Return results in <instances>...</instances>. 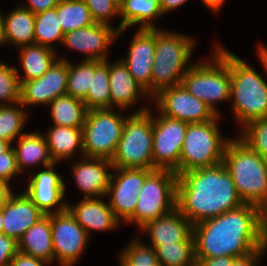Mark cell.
I'll return each mask as SVG.
<instances>
[{"instance_id":"54","label":"cell","mask_w":267,"mask_h":266,"mask_svg":"<svg viewBox=\"0 0 267 266\" xmlns=\"http://www.w3.org/2000/svg\"><path fill=\"white\" fill-rule=\"evenodd\" d=\"M154 266H162L159 262L156 264V265H154Z\"/></svg>"},{"instance_id":"9","label":"cell","mask_w":267,"mask_h":266,"mask_svg":"<svg viewBox=\"0 0 267 266\" xmlns=\"http://www.w3.org/2000/svg\"><path fill=\"white\" fill-rule=\"evenodd\" d=\"M178 175L172 170L155 169L139 191L135 213L127 222H135L139 229L147 222L167 215L176 209Z\"/></svg>"},{"instance_id":"2","label":"cell","mask_w":267,"mask_h":266,"mask_svg":"<svg viewBox=\"0 0 267 266\" xmlns=\"http://www.w3.org/2000/svg\"><path fill=\"white\" fill-rule=\"evenodd\" d=\"M243 204L233 179L222 162L178 175L176 209L193 226Z\"/></svg>"},{"instance_id":"22","label":"cell","mask_w":267,"mask_h":266,"mask_svg":"<svg viewBox=\"0 0 267 266\" xmlns=\"http://www.w3.org/2000/svg\"><path fill=\"white\" fill-rule=\"evenodd\" d=\"M67 210L89 235V230H110L119 225L109 204L97 197L84 198L79 204Z\"/></svg>"},{"instance_id":"33","label":"cell","mask_w":267,"mask_h":266,"mask_svg":"<svg viewBox=\"0 0 267 266\" xmlns=\"http://www.w3.org/2000/svg\"><path fill=\"white\" fill-rule=\"evenodd\" d=\"M155 249L158 262L162 266H196L194 239L191 234L183 242L169 245H151Z\"/></svg>"},{"instance_id":"12","label":"cell","mask_w":267,"mask_h":266,"mask_svg":"<svg viewBox=\"0 0 267 266\" xmlns=\"http://www.w3.org/2000/svg\"><path fill=\"white\" fill-rule=\"evenodd\" d=\"M51 233L55 260L73 266L88 243L89 235L66 210L51 214Z\"/></svg>"},{"instance_id":"1","label":"cell","mask_w":267,"mask_h":266,"mask_svg":"<svg viewBox=\"0 0 267 266\" xmlns=\"http://www.w3.org/2000/svg\"><path fill=\"white\" fill-rule=\"evenodd\" d=\"M194 255L205 258L242 257L267 246V213L252 204L224 212L193 226Z\"/></svg>"},{"instance_id":"29","label":"cell","mask_w":267,"mask_h":266,"mask_svg":"<svg viewBox=\"0 0 267 266\" xmlns=\"http://www.w3.org/2000/svg\"><path fill=\"white\" fill-rule=\"evenodd\" d=\"M21 64L24 69V78L18 75L20 85L23 82L30 81L41 77L54 64L55 50L39 44H30L22 46Z\"/></svg>"},{"instance_id":"46","label":"cell","mask_w":267,"mask_h":266,"mask_svg":"<svg viewBox=\"0 0 267 266\" xmlns=\"http://www.w3.org/2000/svg\"><path fill=\"white\" fill-rule=\"evenodd\" d=\"M234 259V257L230 256L205 258L197 266H231Z\"/></svg>"},{"instance_id":"3","label":"cell","mask_w":267,"mask_h":266,"mask_svg":"<svg viewBox=\"0 0 267 266\" xmlns=\"http://www.w3.org/2000/svg\"><path fill=\"white\" fill-rule=\"evenodd\" d=\"M222 163L244 204L267 213V161L241 139H229Z\"/></svg>"},{"instance_id":"36","label":"cell","mask_w":267,"mask_h":266,"mask_svg":"<svg viewBox=\"0 0 267 266\" xmlns=\"http://www.w3.org/2000/svg\"><path fill=\"white\" fill-rule=\"evenodd\" d=\"M19 107V108H18ZM0 105V139L11 143L22 135L21 130L26 120V113L20 106Z\"/></svg>"},{"instance_id":"16","label":"cell","mask_w":267,"mask_h":266,"mask_svg":"<svg viewBox=\"0 0 267 266\" xmlns=\"http://www.w3.org/2000/svg\"><path fill=\"white\" fill-rule=\"evenodd\" d=\"M116 28L110 25L94 23L87 27L65 33L63 44L71 49L87 53L84 60H107V48L118 36Z\"/></svg>"},{"instance_id":"6","label":"cell","mask_w":267,"mask_h":266,"mask_svg":"<svg viewBox=\"0 0 267 266\" xmlns=\"http://www.w3.org/2000/svg\"><path fill=\"white\" fill-rule=\"evenodd\" d=\"M153 117L146 107L127 117L111 160L114 168L153 169Z\"/></svg>"},{"instance_id":"31","label":"cell","mask_w":267,"mask_h":266,"mask_svg":"<svg viewBox=\"0 0 267 266\" xmlns=\"http://www.w3.org/2000/svg\"><path fill=\"white\" fill-rule=\"evenodd\" d=\"M83 101L88 110L111 109L108 60H94L92 82Z\"/></svg>"},{"instance_id":"42","label":"cell","mask_w":267,"mask_h":266,"mask_svg":"<svg viewBox=\"0 0 267 266\" xmlns=\"http://www.w3.org/2000/svg\"><path fill=\"white\" fill-rule=\"evenodd\" d=\"M18 252L17 241L5 235L0 234V266H5L11 263L12 258Z\"/></svg>"},{"instance_id":"4","label":"cell","mask_w":267,"mask_h":266,"mask_svg":"<svg viewBox=\"0 0 267 266\" xmlns=\"http://www.w3.org/2000/svg\"><path fill=\"white\" fill-rule=\"evenodd\" d=\"M230 68V99H234V114L241 124L267 116V83L252 67L228 50L217 49Z\"/></svg>"},{"instance_id":"53","label":"cell","mask_w":267,"mask_h":266,"mask_svg":"<svg viewBox=\"0 0 267 266\" xmlns=\"http://www.w3.org/2000/svg\"><path fill=\"white\" fill-rule=\"evenodd\" d=\"M3 233V214L2 209H0V234Z\"/></svg>"},{"instance_id":"25","label":"cell","mask_w":267,"mask_h":266,"mask_svg":"<svg viewBox=\"0 0 267 266\" xmlns=\"http://www.w3.org/2000/svg\"><path fill=\"white\" fill-rule=\"evenodd\" d=\"M119 15L123 20L118 25V34L127 27L140 23L139 28H156L151 22L162 14L160 0H121L119 3Z\"/></svg>"},{"instance_id":"28","label":"cell","mask_w":267,"mask_h":266,"mask_svg":"<svg viewBox=\"0 0 267 266\" xmlns=\"http://www.w3.org/2000/svg\"><path fill=\"white\" fill-rule=\"evenodd\" d=\"M17 166L21 172L23 167L43 163L44 167L54 163L51 159L45 135L40 133L25 134L19 137L18 148L13 147Z\"/></svg>"},{"instance_id":"38","label":"cell","mask_w":267,"mask_h":266,"mask_svg":"<svg viewBox=\"0 0 267 266\" xmlns=\"http://www.w3.org/2000/svg\"><path fill=\"white\" fill-rule=\"evenodd\" d=\"M240 139L267 161V116L244 126Z\"/></svg>"},{"instance_id":"8","label":"cell","mask_w":267,"mask_h":266,"mask_svg":"<svg viewBox=\"0 0 267 266\" xmlns=\"http://www.w3.org/2000/svg\"><path fill=\"white\" fill-rule=\"evenodd\" d=\"M213 60L214 64L204 62L189 66L181 84L219 116L214 105L215 102L230 99V68L229 61L217 48Z\"/></svg>"},{"instance_id":"17","label":"cell","mask_w":267,"mask_h":266,"mask_svg":"<svg viewBox=\"0 0 267 266\" xmlns=\"http://www.w3.org/2000/svg\"><path fill=\"white\" fill-rule=\"evenodd\" d=\"M55 163L38 172L28 181L26 195L45 214L61 213L67 210L66 203H60L65 193V185L61 177L54 171ZM59 204L57 211L51 208Z\"/></svg>"},{"instance_id":"48","label":"cell","mask_w":267,"mask_h":266,"mask_svg":"<svg viewBox=\"0 0 267 266\" xmlns=\"http://www.w3.org/2000/svg\"><path fill=\"white\" fill-rule=\"evenodd\" d=\"M161 1V9L162 14L171 11L179 6L181 4L183 5L188 0H160Z\"/></svg>"},{"instance_id":"43","label":"cell","mask_w":267,"mask_h":266,"mask_svg":"<svg viewBox=\"0 0 267 266\" xmlns=\"http://www.w3.org/2000/svg\"><path fill=\"white\" fill-rule=\"evenodd\" d=\"M266 248L267 246L258 248L248 255L235 258L231 266H256L257 261L259 262L262 257L261 255L267 250Z\"/></svg>"},{"instance_id":"13","label":"cell","mask_w":267,"mask_h":266,"mask_svg":"<svg viewBox=\"0 0 267 266\" xmlns=\"http://www.w3.org/2000/svg\"><path fill=\"white\" fill-rule=\"evenodd\" d=\"M154 98L160 113L171 119L203 123L217 116L206 103L189 93L182 84L164 89Z\"/></svg>"},{"instance_id":"21","label":"cell","mask_w":267,"mask_h":266,"mask_svg":"<svg viewBox=\"0 0 267 266\" xmlns=\"http://www.w3.org/2000/svg\"><path fill=\"white\" fill-rule=\"evenodd\" d=\"M140 229L150 234L152 245H169L185 241L192 234L193 225L174 209L167 215L147 222Z\"/></svg>"},{"instance_id":"5","label":"cell","mask_w":267,"mask_h":266,"mask_svg":"<svg viewBox=\"0 0 267 266\" xmlns=\"http://www.w3.org/2000/svg\"><path fill=\"white\" fill-rule=\"evenodd\" d=\"M158 29L155 28V55L151 76L153 97L164 89L181 84L188 71L185 66L194 46L192 38Z\"/></svg>"},{"instance_id":"35","label":"cell","mask_w":267,"mask_h":266,"mask_svg":"<svg viewBox=\"0 0 267 266\" xmlns=\"http://www.w3.org/2000/svg\"><path fill=\"white\" fill-rule=\"evenodd\" d=\"M94 74V60H84L72 66L68 61L67 95L84 100L89 91Z\"/></svg>"},{"instance_id":"19","label":"cell","mask_w":267,"mask_h":266,"mask_svg":"<svg viewBox=\"0 0 267 266\" xmlns=\"http://www.w3.org/2000/svg\"><path fill=\"white\" fill-rule=\"evenodd\" d=\"M3 233L17 242L23 234L37 223L45 214L22 193L11 194L2 208Z\"/></svg>"},{"instance_id":"32","label":"cell","mask_w":267,"mask_h":266,"mask_svg":"<svg viewBox=\"0 0 267 266\" xmlns=\"http://www.w3.org/2000/svg\"><path fill=\"white\" fill-rule=\"evenodd\" d=\"M55 8L64 34L95 23L83 0H61Z\"/></svg>"},{"instance_id":"20","label":"cell","mask_w":267,"mask_h":266,"mask_svg":"<svg viewBox=\"0 0 267 266\" xmlns=\"http://www.w3.org/2000/svg\"><path fill=\"white\" fill-rule=\"evenodd\" d=\"M81 163L73 166L77 186L85 193V198L102 197L107 194L111 175L109 167L113 169L111 160L103 158L83 157ZM90 159V160H89Z\"/></svg>"},{"instance_id":"37","label":"cell","mask_w":267,"mask_h":266,"mask_svg":"<svg viewBox=\"0 0 267 266\" xmlns=\"http://www.w3.org/2000/svg\"><path fill=\"white\" fill-rule=\"evenodd\" d=\"M119 260L123 266H154L158 263L155 249L138 242L137 239L120 254Z\"/></svg>"},{"instance_id":"47","label":"cell","mask_w":267,"mask_h":266,"mask_svg":"<svg viewBox=\"0 0 267 266\" xmlns=\"http://www.w3.org/2000/svg\"><path fill=\"white\" fill-rule=\"evenodd\" d=\"M12 191L7 182L0 180V209L4 207V204L9 199Z\"/></svg>"},{"instance_id":"18","label":"cell","mask_w":267,"mask_h":266,"mask_svg":"<svg viewBox=\"0 0 267 266\" xmlns=\"http://www.w3.org/2000/svg\"><path fill=\"white\" fill-rule=\"evenodd\" d=\"M154 55L155 28H139L131 41L127 59H122L133 78L148 94L151 93Z\"/></svg>"},{"instance_id":"26","label":"cell","mask_w":267,"mask_h":266,"mask_svg":"<svg viewBox=\"0 0 267 266\" xmlns=\"http://www.w3.org/2000/svg\"><path fill=\"white\" fill-rule=\"evenodd\" d=\"M35 14L18 6L3 18V43H13L19 47L35 44Z\"/></svg>"},{"instance_id":"49","label":"cell","mask_w":267,"mask_h":266,"mask_svg":"<svg viewBox=\"0 0 267 266\" xmlns=\"http://www.w3.org/2000/svg\"><path fill=\"white\" fill-rule=\"evenodd\" d=\"M258 55L261 60V63L263 64V67L265 68L266 74H267V48L264 45H259L258 48Z\"/></svg>"},{"instance_id":"39","label":"cell","mask_w":267,"mask_h":266,"mask_svg":"<svg viewBox=\"0 0 267 266\" xmlns=\"http://www.w3.org/2000/svg\"><path fill=\"white\" fill-rule=\"evenodd\" d=\"M20 89L18 70L0 61V101L6 102L0 105H7V102L20 105Z\"/></svg>"},{"instance_id":"10","label":"cell","mask_w":267,"mask_h":266,"mask_svg":"<svg viewBox=\"0 0 267 266\" xmlns=\"http://www.w3.org/2000/svg\"><path fill=\"white\" fill-rule=\"evenodd\" d=\"M125 120L112 108L88 110L82 127L84 157L112 160Z\"/></svg>"},{"instance_id":"34","label":"cell","mask_w":267,"mask_h":266,"mask_svg":"<svg viewBox=\"0 0 267 266\" xmlns=\"http://www.w3.org/2000/svg\"><path fill=\"white\" fill-rule=\"evenodd\" d=\"M64 32L56 13V8H52L35 14L34 37L35 44L52 48L54 41L63 43Z\"/></svg>"},{"instance_id":"23","label":"cell","mask_w":267,"mask_h":266,"mask_svg":"<svg viewBox=\"0 0 267 266\" xmlns=\"http://www.w3.org/2000/svg\"><path fill=\"white\" fill-rule=\"evenodd\" d=\"M109 86L112 104L119 108H127L146 90L133 78L126 64L122 61L109 64Z\"/></svg>"},{"instance_id":"51","label":"cell","mask_w":267,"mask_h":266,"mask_svg":"<svg viewBox=\"0 0 267 266\" xmlns=\"http://www.w3.org/2000/svg\"><path fill=\"white\" fill-rule=\"evenodd\" d=\"M11 143H9L8 141H4L0 139V154L4 153L5 151H7L11 145Z\"/></svg>"},{"instance_id":"30","label":"cell","mask_w":267,"mask_h":266,"mask_svg":"<svg viewBox=\"0 0 267 266\" xmlns=\"http://www.w3.org/2000/svg\"><path fill=\"white\" fill-rule=\"evenodd\" d=\"M48 105L51 107V115L55 125L84 126L88 111L84 101L65 94L55 98Z\"/></svg>"},{"instance_id":"41","label":"cell","mask_w":267,"mask_h":266,"mask_svg":"<svg viewBox=\"0 0 267 266\" xmlns=\"http://www.w3.org/2000/svg\"><path fill=\"white\" fill-rule=\"evenodd\" d=\"M19 172L14 149L10 147L0 154V180L9 183L11 178Z\"/></svg>"},{"instance_id":"52","label":"cell","mask_w":267,"mask_h":266,"mask_svg":"<svg viewBox=\"0 0 267 266\" xmlns=\"http://www.w3.org/2000/svg\"><path fill=\"white\" fill-rule=\"evenodd\" d=\"M3 18L0 13V44H3Z\"/></svg>"},{"instance_id":"44","label":"cell","mask_w":267,"mask_h":266,"mask_svg":"<svg viewBox=\"0 0 267 266\" xmlns=\"http://www.w3.org/2000/svg\"><path fill=\"white\" fill-rule=\"evenodd\" d=\"M11 264L12 266H44L49 263L18 251L12 258Z\"/></svg>"},{"instance_id":"27","label":"cell","mask_w":267,"mask_h":266,"mask_svg":"<svg viewBox=\"0 0 267 266\" xmlns=\"http://www.w3.org/2000/svg\"><path fill=\"white\" fill-rule=\"evenodd\" d=\"M54 163L73 155L77 149L83 154L82 127L54 125L45 136Z\"/></svg>"},{"instance_id":"11","label":"cell","mask_w":267,"mask_h":266,"mask_svg":"<svg viewBox=\"0 0 267 266\" xmlns=\"http://www.w3.org/2000/svg\"><path fill=\"white\" fill-rule=\"evenodd\" d=\"M188 124L162 114L153 118V170H172L179 175L180 153Z\"/></svg>"},{"instance_id":"7","label":"cell","mask_w":267,"mask_h":266,"mask_svg":"<svg viewBox=\"0 0 267 266\" xmlns=\"http://www.w3.org/2000/svg\"><path fill=\"white\" fill-rule=\"evenodd\" d=\"M219 117L203 123L188 124L180 153L179 175L222 162L229 139L224 141L220 136L216 123Z\"/></svg>"},{"instance_id":"14","label":"cell","mask_w":267,"mask_h":266,"mask_svg":"<svg viewBox=\"0 0 267 266\" xmlns=\"http://www.w3.org/2000/svg\"><path fill=\"white\" fill-rule=\"evenodd\" d=\"M118 173L111 175L106 196L111 195L110 207L115 217L127 221L136 210L139 191L153 169L113 168ZM114 177L115 181H113Z\"/></svg>"},{"instance_id":"24","label":"cell","mask_w":267,"mask_h":266,"mask_svg":"<svg viewBox=\"0 0 267 266\" xmlns=\"http://www.w3.org/2000/svg\"><path fill=\"white\" fill-rule=\"evenodd\" d=\"M17 243L19 252L51 263L54 260L51 214L29 228Z\"/></svg>"},{"instance_id":"15","label":"cell","mask_w":267,"mask_h":266,"mask_svg":"<svg viewBox=\"0 0 267 266\" xmlns=\"http://www.w3.org/2000/svg\"><path fill=\"white\" fill-rule=\"evenodd\" d=\"M68 60L56 59L41 77L23 82L20 89V105L49 104L67 93Z\"/></svg>"},{"instance_id":"40","label":"cell","mask_w":267,"mask_h":266,"mask_svg":"<svg viewBox=\"0 0 267 266\" xmlns=\"http://www.w3.org/2000/svg\"><path fill=\"white\" fill-rule=\"evenodd\" d=\"M90 10L95 23L109 25L108 20L119 14L116 0H83Z\"/></svg>"},{"instance_id":"45","label":"cell","mask_w":267,"mask_h":266,"mask_svg":"<svg viewBox=\"0 0 267 266\" xmlns=\"http://www.w3.org/2000/svg\"><path fill=\"white\" fill-rule=\"evenodd\" d=\"M61 0H29V7L22 6L32 13L37 14L55 8Z\"/></svg>"},{"instance_id":"50","label":"cell","mask_w":267,"mask_h":266,"mask_svg":"<svg viewBox=\"0 0 267 266\" xmlns=\"http://www.w3.org/2000/svg\"><path fill=\"white\" fill-rule=\"evenodd\" d=\"M206 6L214 11L219 10L224 0H202Z\"/></svg>"}]
</instances>
